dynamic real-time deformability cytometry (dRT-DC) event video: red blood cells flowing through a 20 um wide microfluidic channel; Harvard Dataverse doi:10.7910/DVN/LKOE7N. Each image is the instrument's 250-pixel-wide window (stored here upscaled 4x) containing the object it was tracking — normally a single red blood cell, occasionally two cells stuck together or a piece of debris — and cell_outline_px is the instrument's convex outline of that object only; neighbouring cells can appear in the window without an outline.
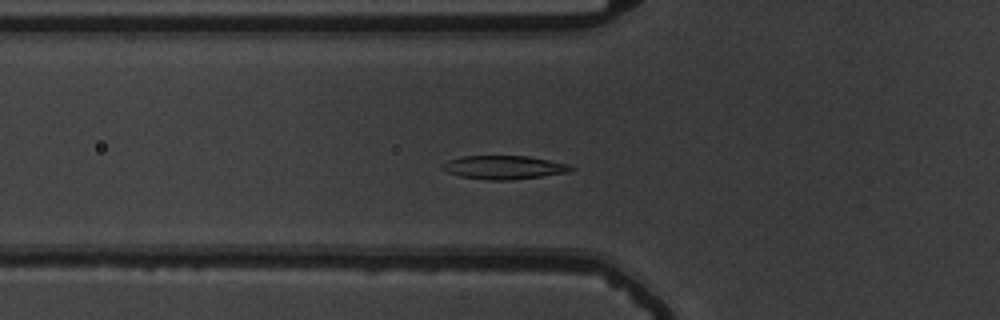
{"species": "common noctule bat (a hibernating species)", "species_latin": "Nyctalus noctula", "temperature_condition": "warm", "stored_images_in_passage": 52, "camera_frame_rate_fps": 3000, "um_per_image_px": 0.085, "animal": {"sex": "male", "body_mass_g": 19.5, "forearm_length_mm": 54.6}, "frame": {"image": 1, "passage_image": 16, "time_ms": 5.0, "image_size_px": [1000, 320], "cell_outline_px": [[576, 168], [568, 172], [512, 180], [488, 180], [460, 176], [448, 172], [440, 168], [440, 164], [448, 160], [460, 156], [528, 156], [568, 164]], "centroid_in_image_um": [42.79, 14.22], "position_along_channel_um": 83.0, "area_um2": 17.63}}
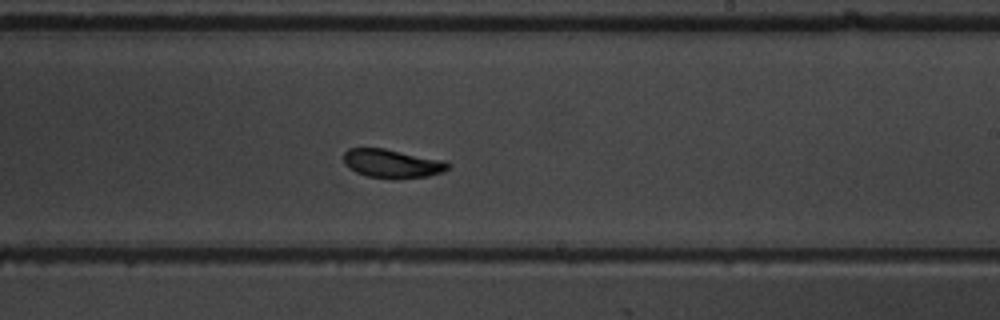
{"frame": {"image": 2, "passage_image": 30, "time_ms": 9.667, "image_size_px": [1000, 320], "cell_outline_px": [[452, 164], [448, 168], [440, 172], [428, 176], [396, 180], [368, 176], [356, 172], [348, 168], [344, 164], [344, 152], [348, 148], [384, 148], [444, 160]], "centroid_in_image_um": [33.32, 13.91], "position_along_channel_um": 255.7, "area_um2": 17.63}}
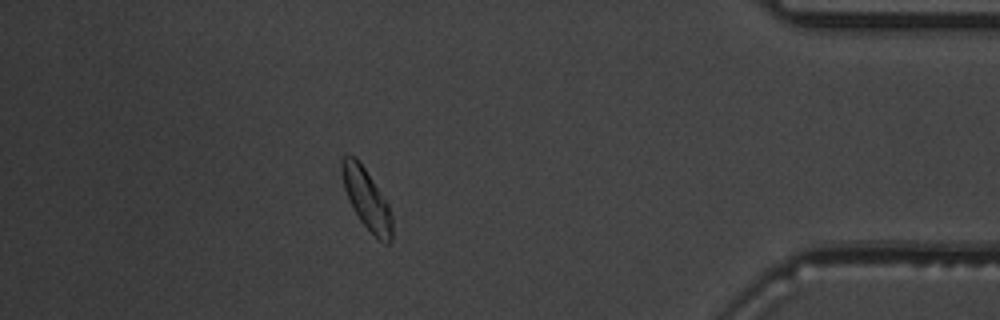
{"frame": {"image": 3, "passage_image": 45, "time_ms": 14.667, "image_size_px": [1000, 320], "cell_outline_px": [[392, 240], [388, 244], [384, 244], [360, 220], [344, 188], [340, 172], [340, 160], [348, 152], [364, 168], [388, 204], [392, 216]], "centroid_in_image_um": [31.15, 16.9], "position_along_channel_um": 404.0, "area_um2": 17.22}, "authors_computed_cell_mechanics": {"area_um2": 17.8602, "velocity_mm_per_s": 3.7091, "shape_relaxation_time_tau1_ms": 1.5914, "shape_relaxation_time_tau2_ms": 1.6513, "deformation_change_tau1": 0.1087, "deformation_change_tau2": 0.0565}}